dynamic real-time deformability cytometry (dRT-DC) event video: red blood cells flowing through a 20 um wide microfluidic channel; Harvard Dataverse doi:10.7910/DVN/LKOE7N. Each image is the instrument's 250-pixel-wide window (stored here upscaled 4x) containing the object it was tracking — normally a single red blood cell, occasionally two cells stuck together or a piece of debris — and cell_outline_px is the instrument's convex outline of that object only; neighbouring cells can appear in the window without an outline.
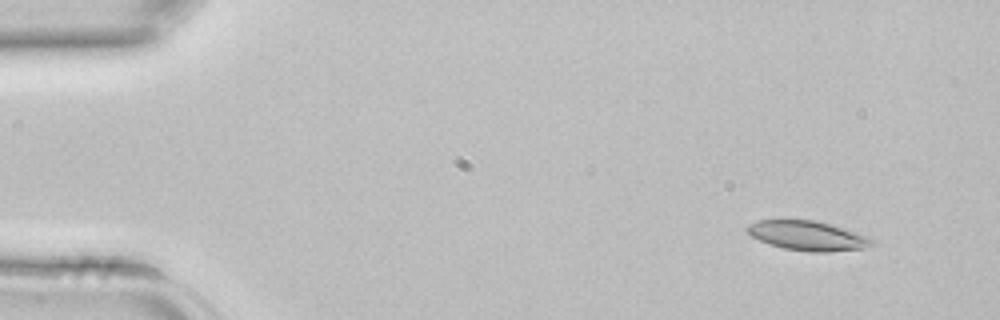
{"species": "common noctule bat (a hibernating species)", "species_latin": "Nyctalus noctula", "temperature_condition": "room temperature", "stored_images_in_passage": 3, "camera_frame_rate_fps": 3000, "um_per_image_px": 0.085, "animal": {"sex": "female", "body_mass_g": 22.7, "forearm_length_mm": 54.2}, "frame": {"image": 1, "passage_image": 1, "time_ms": 0.0, "image_size_px": [1000, 320], "cell_outline_px": [[872, 244], [864, 248], [828, 252], [808, 252], [784, 248], [768, 244], [752, 236], [744, 228], [748, 224], [760, 220], [816, 220], [832, 224], [868, 236], [872, 240]], "centroid_in_image_um": [68.63, 20.03], "position_along_channel_um": 16.4, "area_um2": 21.44}}